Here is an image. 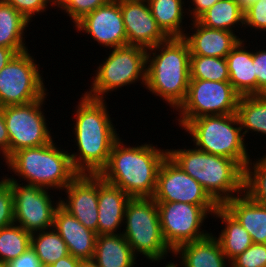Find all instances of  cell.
<instances>
[{"label":"cell","instance_id":"6da1fadb","mask_svg":"<svg viewBox=\"0 0 266 267\" xmlns=\"http://www.w3.org/2000/svg\"><path fill=\"white\" fill-rule=\"evenodd\" d=\"M104 101L84 94L76 107L73 129L78 153L74 152L70 157L73 168L79 174H99L107 165L111 149L120 137Z\"/></svg>","mask_w":266,"mask_h":267},{"label":"cell","instance_id":"7a4b0ae2","mask_svg":"<svg viewBox=\"0 0 266 267\" xmlns=\"http://www.w3.org/2000/svg\"><path fill=\"white\" fill-rule=\"evenodd\" d=\"M167 155L168 149H158L147 143L126 147L119 138L111 149L107 165L98 175L131 198L153 197L157 174Z\"/></svg>","mask_w":266,"mask_h":267},{"label":"cell","instance_id":"3957f363","mask_svg":"<svg viewBox=\"0 0 266 267\" xmlns=\"http://www.w3.org/2000/svg\"><path fill=\"white\" fill-rule=\"evenodd\" d=\"M190 56L188 43L183 37H170L147 49L145 87L176 110L187 96Z\"/></svg>","mask_w":266,"mask_h":267},{"label":"cell","instance_id":"277c9868","mask_svg":"<svg viewBox=\"0 0 266 267\" xmlns=\"http://www.w3.org/2000/svg\"><path fill=\"white\" fill-rule=\"evenodd\" d=\"M168 155L219 205L244 193V168L237 161L196 147L168 149Z\"/></svg>","mask_w":266,"mask_h":267},{"label":"cell","instance_id":"5b68a950","mask_svg":"<svg viewBox=\"0 0 266 267\" xmlns=\"http://www.w3.org/2000/svg\"><path fill=\"white\" fill-rule=\"evenodd\" d=\"M54 141L14 152L5 163L27 185L64 189L79 173L73 168L70 152L57 148Z\"/></svg>","mask_w":266,"mask_h":267},{"label":"cell","instance_id":"8992f818","mask_svg":"<svg viewBox=\"0 0 266 267\" xmlns=\"http://www.w3.org/2000/svg\"><path fill=\"white\" fill-rule=\"evenodd\" d=\"M182 128L201 151L235 160L243 168L250 160L236 113L202 116L188 121Z\"/></svg>","mask_w":266,"mask_h":267},{"label":"cell","instance_id":"52a82bcc","mask_svg":"<svg viewBox=\"0 0 266 267\" xmlns=\"http://www.w3.org/2000/svg\"><path fill=\"white\" fill-rule=\"evenodd\" d=\"M123 221L126 228L122 235L136 257L142 254L155 263L173 253L162 235L157 203L152 197L131 198Z\"/></svg>","mask_w":266,"mask_h":267},{"label":"cell","instance_id":"ba28073f","mask_svg":"<svg viewBox=\"0 0 266 267\" xmlns=\"http://www.w3.org/2000/svg\"><path fill=\"white\" fill-rule=\"evenodd\" d=\"M102 63V64H101ZM95 72L90 91L85 95L104 99L105 94L136 81L146 83L147 49L136 45H124L112 49Z\"/></svg>","mask_w":266,"mask_h":267},{"label":"cell","instance_id":"9c48e42d","mask_svg":"<svg viewBox=\"0 0 266 267\" xmlns=\"http://www.w3.org/2000/svg\"><path fill=\"white\" fill-rule=\"evenodd\" d=\"M239 98L229 81L190 79L186 99L176 110L179 126L202 116L235 114Z\"/></svg>","mask_w":266,"mask_h":267},{"label":"cell","instance_id":"30bf717a","mask_svg":"<svg viewBox=\"0 0 266 267\" xmlns=\"http://www.w3.org/2000/svg\"><path fill=\"white\" fill-rule=\"evenodd\" d=\"M29 50L16 54L0 71V107L24 105L46 97L39 64Z\"/></svg>","mask_w":266,"mask_h":267},{"label":"cell","instance_id":"8fae6325","mask_svg":"<svg viewBox=\"0 0 266 267\" xmlns=\"http://www.w3.org/2000/svg\"><path fill=\"white\" fill-rule=\"evenodd\" d=\"M156 203L162 235L172 251H175L182 244L208 236L210 233L201 229V226L208 217L207 215H213L219 207L199 206L183 202Z\"/></svg>","mask_w":266,"mask_h":267},{"label":"cell","instance_id":"7c38bea8","mask_svg":"<svg viewBox=\"0 0 266 267\" xmlns=\"http://www.w3.org/2000/svg\"><path fill=\"white\" fill-rule=\"evenodd\" d=\"M45 99L2 107L9 136V157L20 149L46 145L53 140L41 111Z\"/></svg>","mask_w":266,"mask_h":267},{"label":"cell","instance_id":"4fadbf2b","mask_svg":"<svg viewBox=\"0 0 266 267\" xmlns=\"http://www.w3.org/2000/svg\"><path fill=\"white\" fill-rule=\"evenodd\" d=\"M4 179L13 191L14 223L30 234L53 228L60 200L55 204L45 188L20 184L13 177Z\"/></svg>","mask_w":266,"mask_h":267},{"label":"cell","instance_id":"5bb4252c","mask_svg":"<svg viewBox=\"0 0 266 267\" xmlns=\"http://www.w3.org/2000/svg\"><path fill=\"white\" fill-rule=\"evenodd\" d=\"M156 202H183L199 206H220L194 178L189 176L169 155L157 174Z\"/></svg>","mask_w":266,"mask_h":267},{"label":"cell","instance_id":"9a60e30c","mask_svg":"<svg viewBox=\"0 0 266 267\" xmlns=\"http://www.w3.org/2000/svg\"><path fill=\"white\" fill-rule=\"evenodd\" d=\"M77 31L91 35L98 44L114 49L128 44L120 0H111L85 15L75 25Z\"/></svg>","mask_w":266,"mask_h":267},{"label":"cell","instance_id":"2e32d148","mask_svg":"<svg viewBox=\"0 0 266 267\" xmlns=\"http://www.w3.org/2000/svg\"><path fill=\"white\" fill-rule=\"evenodd\" d=\"M128 45L152 48L169 37L158 26L147 0H120Z\"/></svg>","mask_w":266,"mask_h":267},{"label":"cell","instance_id":"e0dca14e","mask_svg":"<svg viewBox=\"0 0 266 267\" xmlns=\"http://www.w3.org/2000/svg\"><path fill=\"white\" fill-rule=\"evenodd\" d=\"M64 189L67 199H60V205L97 234L98 174H78Z\"/></svg>","mask_w":266,"mask_h":267},{"label":"cell","instance_id":"ac0fdd59","mask_svg":"<svg viewBox=\"0 0 266 267\" xmlns=\"http://www.w3.org/2000/svg\"><path fill=\"white\" fill-rule=\"evenodd\" d=\"M53 228L66 243L70 255L82 261L93 260L96 232L85 228L61 205L56 209Z\"/></svg>","mask_w":266,"mask_h":267},{"label":"cell","instance_id":"d6986e66","mask_svg":"<svg viewBox=\"0 0 266 267\" xmlns=\"http://www.w3.org/2000/svg\"><path fill=\"white\" fill-rule=\"evenodd\" d=\"M191 21V30L195 28L194 33H187L183 37L188 43L191 55L226 58L241 40L235 32L209 28L198 20Z\"/></svg>","mask_w":266,"mask_h":267},{"label":"cell","instance_id":"ffe728a7","mask_svg":"<svg viewBox=\"0 0 266 267\" xmlns=\"http://www.w3.org/2000/svg\"><path fill=\"white\" fill-rule=\"evenodd\" d=\"M130 199L122 189L98 175L97 235L119 234L117 230L124 224L125 208Z\"/></svg>","mask_w":266,"mask_h":267},{"label":"cell","instance_id":"44dd1931","mask_svg":"<svg viewBox=\"0 0 266 267\" xmlns=\"http://www.w3.org/2000/svg\"><path fill=\"white\" fill-rule=\"evenodd\" d=\"M173 256L179 254L181 265L175 267H226L227 258L224 255L219 240L210 233L203 239L182 244L175 251Z\"/></svg>","mask_w":266,"mask_h":267},{"label":"cell","instance_id":"7402d4cb","mask_svg":"<svg viewBox=\"0 0 266 267\" xmlns=\"http://www.w3.org/2000/svg\"><path fill=\"white\" fill-rule=\"evenodd\" d=\"M222 206L245 228L253 243L266 244V206L254 202L245 193Z\"/></svg>","mask_w":266,"mask_h":267},{"label":"cell","instance_id":"603a6c76","mask_svg":"<svg viewBox=\"0 0 266 267\" xmlns=\"http://www.w3.org/2000/svg\"><path fill=\"white\" fill-rule=\"evenodd\" d=\"M244 40L226 56L229 82L240 96L256 95V74L253 66V52L244 46Z\"/></svg>","mask_w":266,"mask_h":267},{"label":"cell","instance_id":"cb8c5ba5","mask_svg":"<svg viewBox=\"0 0 266 267\" xmlns=\"http://www.w3.org/2000/svg\"><path fill=\"white\" fill-rule=\"evenodd\" d=\"M136 259L121 232L97 235L92 260L96 267H134Z\"/></svg>","mask_w":266,"mask_h":267},{"label":"cell","instance_id":"d4e9b609","mask_svg":"<svg viewBox=\"0 0 266 267\" xmlns=\"http://www.w3.org/2000/svg\"><path fill=\"white\" fill-rule=\"evenodd\" d=\"M213 216L219 218L225 224L224 229L219 233V237L216 238L219 240L228 263H230L253 244L251 236L222 205L216 209Z\"/></svg>","mask_w":266,"mask_h":267},{"label":"cell","instance_id":"484cf974","mask_svg":"<svg viewBox=\"0 0 266 267\" xmlns=\"http://www.w3.org/2000/svg\"><path fill=\"white\" fill-rule=\"evenodd\" d=\"M30 22L13 6L0 0V46L13 49L17 54L28 50L23 33Z\"/></svg>","mask_w":266,"mask_h":267},{"label":"cell","instance_id":"4316f807","mask_svg":"<svg viewBox=\"0 0 266 267\" xmlns=\"http://www.w3.org/2000/svg\"><path fill=\"white\" fill-rule=\"evenodd\" d=\"M151 13L161 30L170 37H184L185 12L183 0H147ZM184 13V15H183ZM184 30V31H183Z\"/></svg>","mask_w":266,"mask_h":267},{"label":"cell","instance_id":"83f0119b","mask_svg":"<svg viewBox=\"0 0 266 267\" xmlns=\"http://www.w3.org/2000/svg\"><path fill=\"white\" fill-rule=\"evenodd\" d=\"M197 20L209 28L236 32L235 25H244V11L236 0H219Z\"/></svg>","mask_w":266,"mask_h":267},{"label":"cell","instance_id":"f1b7e54d","mask_svg":"<svg viewBox=\"0 0 266 267\" xmlns=\"http://www.w3.org/2000/svg\"><path fill=\"white\" fill-rule=\"evenodd\" d=\"M236 114L243 136L249 130L266 135V94L240 96Z\"/></svg>","mask_w":266,"mask_h":267},{"label":"cell","instance_id":"f546056e","mask_svg":"<svg viewBox=\"0 0 266 267\" xmlns=\"http://www.w3.org/2000/svg\"><path fill=\"white\" fill-rule=\"evenodd\" d=\"M31 247L45 267L69 255L66 243L53 228L31 234Z\"/></svg>","mask_w":266,"mask_h":267},{"label":"cell","instance_id":"4dcf8cb0","mask_svg":"<svg viewBox=\"0 0 266 267\" xmlns=\"http://www.w3.org/2000/svg\"><path fill=\"white\" fill-rule=\"evenodd\" d=\"M31 247V234L13 223L0 229V261L16 259Z\"/></svg>","mask_w":266,"mask_h":267},{"label":"cell","instance_id":"1f68e13d","mask_svg":"<svg viewBox=\"0 0 266 267\" xmlns=\"http://www.w3.org/2000/svg\"><path fill=\"white\" fill-rule=\"evenodd\" d=\"M251 161L244 168V193L254 202L266 206V155L254 163Z\"/></svg>","mask_w":266,"mask_h":267},{"label":"cell","instance_id":"d6a6232c","mask_svg":"<svg viewBox=\"0 0 266 267\" xmlns=\"http://www.w3.org/2000/svg\"><path fill=\"white\" fill-rule=\"evenodd\" d=\"M190 79L229 81L226 58L191 55Z\"/></svg>","mask_w":266,"mask_h":267},{"label":"cell","instance_id":"836d02e7","mask_svg":"<svg viewBox=\"0 0 266 267\" xmlns=\"http://www.w3.org/2000/svg\"><path fill=\"white\" fill-rule=\"evenodd\" d=\"M111 0H54L50 6H57L67 13L74 24L81 20L85 15L93 12Z\"/></svg>","mask_w":266,"mask_h":267},{"label":"cell","instance_id":"e575fe53","mask_svg":"<svg viewBox=\"0 0 266 267\" xmlns=\"http://www.w3.org/2000/svg\"><path fill=\"white\" fill-rule=\"evenodd\" d=\"M229 265L230 267H266V244L253 243Z\"/></svg>","mask_w":266,"mask_h":267},{"label":"cell","instance_id":"d590c367","mask_svg":"<svg viewBox=\"0 0 266 267\" xmlns=\"http://www.w3.org/2000/svg\"><path fill=\"white\" fill-rule=\"evenodd\" d=\"M14 223L13 191L4 179L0 181V229Z\"/></svg>","mask_w":266,"mask_h":267},{"label":"cell","instance_id":"8d00e7d4","mask_svg":"<svg viewBox=\"0 0 266 267\" xmlns=\"http://www.w3.org/2000/svg\"><path fill=\"white\" fill-rule=\"evenodd\" d=\"M244 25L266 31V0H258L244 11Z\"/></svg>","mask_w":266,"mask_h":267},{"label":"cell","instance_id":"74e56055","mask_svg":"<svg viewBox=\"0 0 266 267\" xmlns=\"http://www.w3.org/2000/svg\"><path fill=\"white\" fill-rule=\"evenodd\" d=\"M5 3L13 6L18 12H20L28 21L35 14L45 12L47 4L51 2L49 0H3Z\"/></svg>","mask_w":266,"mask_h":267},{"label":"cell","instance_id":"f35d334b","mask_svg":"<svg viewBox=\"0 0 266 267\" xmlns=\"http://www.w3.org/2000/svg\"><path fill=\"white\" fill-rule=\"evenodd\" d=\"M253 66L256 74V95L266 94V50L253 52Z\"/></svg>","mask_w":266,"mask_h":267},{"label":"cell","instance_id":"ab89813d","mask_svg":"<svg viewBox=\"0 0 266 267\" xmlns=\"http://www.w3.org/2000/svg\"><path fill=\"white\" fill-rule=\"evenodd\" d=\"M5 264L6 267H45L32 247L28 248L16 259L10 260Z\"/></svg>","mask_w":266,"mask_h":267},{"label":"cell","instance_id":"60d3db41","mask_svg":"<svg viewBox=\"0 0 266 267\" xmlns=\"http://www.w3.org/2000/svg\"><path fill=\"white\" fill-rule=\"evenodd\" d=\"M2 152V153H1ZM0 153L6 161L9 158V136L5 124V118L0 107Z\"/></svg>","mask_w":266,"mask_h":267},{"label":"cell","instance_id":"b9f144b4","mask_svg":"<svg viewBox=\"0 0 266 267\" xmlns=\"http://www.w3.org/2000/svg\"><path fill=\"white\" fill-rule=\"evenodd\" d=\"M219 0H192L191 4L193 3L192 10L189 8V15L192 16L193 20H197L206 10L212 7V5Z\"/></svg>","mask_w":266,"mask_h":267},{"label":"cell","instance_id":"7bdbcfd3","mask_svg":"<svg viewBox=\"0 0 266 267\" xmlns=\"http://www.w3.org/2000/svg\"><path fill=\"white\" fill-rule=\"evenodd\" d=\"M81 262L82 260L73 257L69 254L59 259L57 262H54L53 264L49 265L48 267H79Z\"/></svg>","mask_w":266,"mask_h":267},{"label":"cell","instance_id":"ee69618b","mask_svg":"<svg viewBox=\"0 0 266 267\" xmlns=\"http://www.w3.org/2000/svg\"><path fill=\"white\" fill-rule=\"evenodd\" d=\"M16 54L13 49L0 46V71Z\"/></svg>","mask_w":266,"mask_h":267},{"label":"cell","instance_id":"f6af8a7d","mask_svg":"<svg viewBox=\"0 0 266 267\" xmlns=\"http://www.w3.org/2000/svg\"><path fill=\"white\" fill-rule=\"evenodd\" d=\"M239 3L240 8L245 11L248 9L251 5H253L258 0H236Z\"/></svg>","mask_w":266,"mask_h":267},{"label":"cell","instance_id":"bcb514c9","mask_svg":"<svg viewBox=\"0 0 266 267\" xmlns=\"http://www.w3.org/2000/svg\"><path fill=\"white\" fill-rule=\"evenodd\" d=\"M79 267H96L92 261H82Z\"/></svg>","mask_w":266,"mask_h":267},{"label":"cell","instance_id":"7dc6e473","mask_svg":"<svg viewBox=\"0 0 266 267\" xmlns=\"http://www.w3.org/2000/svg\"><path fill=\"white\" fill-rule=\"evenodd\" d=\"M165 267H175V266L169 261V263L167 262V264L165 265Z\"/></svg>","mask_w":266,"mask_h":267},{"label":"cell","instance_id":"c3c4849f","mask_svg":"<svg viewBox=\"0 0 266 267\" xmlns=\"http://www.w3.org/2000/svg\"><path fill=\"white\" fill-rule=\"evenodd\" d=\"M0 267H6V264L0 261Z\"/></svg>","mask_w":266,"mask_h":267}]
</instances>
